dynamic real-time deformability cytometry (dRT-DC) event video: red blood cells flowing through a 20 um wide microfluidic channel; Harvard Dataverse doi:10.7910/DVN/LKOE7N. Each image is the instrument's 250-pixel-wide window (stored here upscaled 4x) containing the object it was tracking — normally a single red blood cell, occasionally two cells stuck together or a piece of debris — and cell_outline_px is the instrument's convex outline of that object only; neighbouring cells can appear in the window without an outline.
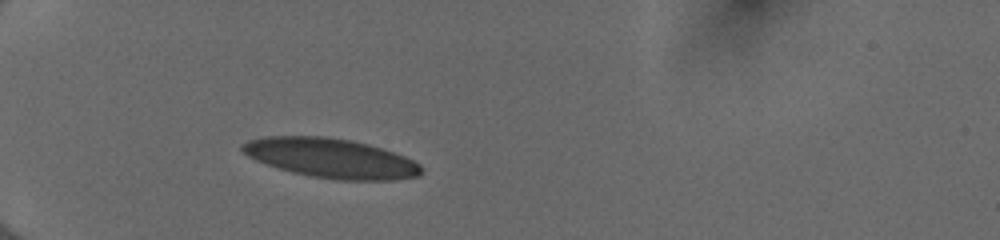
{"species": "human", "species_latin": "Homo sapiens", "temperature_condition": "cold", "stored_images_in_passage": 36, "camera_frame_rate_fps": 3000, "um_per_image_px": 0.085, "donor": {"sex": "female"}, "frame": {"image": 1, "passage_image": 1, "time_ms": 0.0, "image_size_px": [1000, 240], "cell_outline_px": [[424, 168], [420, 176], [392, 180], [336, 180], [312, 176], [292, 172], [256, 160], [248, 156], [240, 148], [240, 144], [248, 140], [268, 136], [324, 136], [352, 140], [368, 144], [404, 156], [420, 164]], "centroid_in_image_um": [28.15, 13.44], "position_along_channel_um": 56.9, "area_um2": 41.1}}
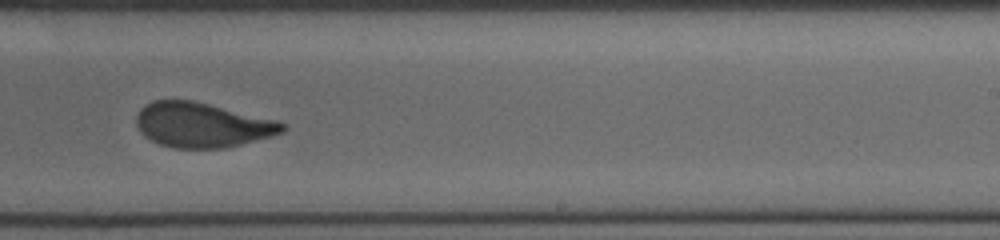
{"frame": {"image": 2, "passage_image": 19, "time_ms": 6.0, "image_size_px": [1000, 240], "cell_outline_px": [[288, 128], [284, 132], [272, 136], [228, 148], [172, 148], [160, 144], [144, 136], [140, 132], [136, 124], [136, 112], [144, 104], [152, 100], [192, 100], [280, 120]], "centroid_in_image_um": [17.2, 10.62], "position_along_channel_um": 271.8, "area_um2": 38.67}}
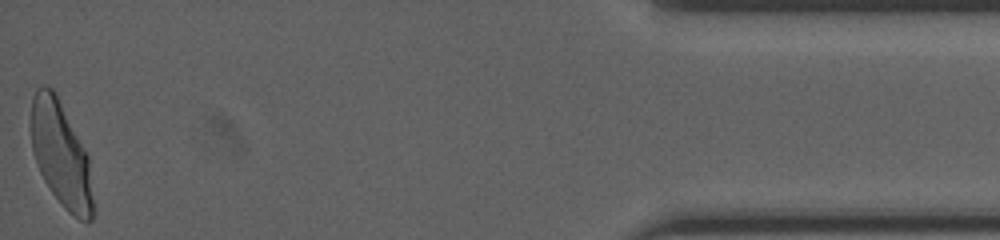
{"frame": {"image": 3, "passage_image": 36, "time_ms": 11.667, "image_size_px": [1000, 240], "cell_outline_px": [[92, 220], [88, 224], [80, 220], [68, 212], [64, 208], [52, 192], [44, 180], [40, 172], [32, 148], [32, 96], [36, 88], [44, 84], [52, 88], [56, 92], [88, 152], [92, 200]], "centroid_in_image_um": [5.19, 13.09], "position_along_channel_um": 430.0, "area_um2": 37.97}, "authors_computed_cell_mechanics": {"area_um2": 39.2462, "velocity_mm_per_s": 3.9831, "shape_relaxation_time_tau1_ms": 6.5166, "shape_relaxation_time_tau2_ms": 0.7698, "deformation_change_tau1": 0.1923, "deformation_change_tau2": 0.0597}}